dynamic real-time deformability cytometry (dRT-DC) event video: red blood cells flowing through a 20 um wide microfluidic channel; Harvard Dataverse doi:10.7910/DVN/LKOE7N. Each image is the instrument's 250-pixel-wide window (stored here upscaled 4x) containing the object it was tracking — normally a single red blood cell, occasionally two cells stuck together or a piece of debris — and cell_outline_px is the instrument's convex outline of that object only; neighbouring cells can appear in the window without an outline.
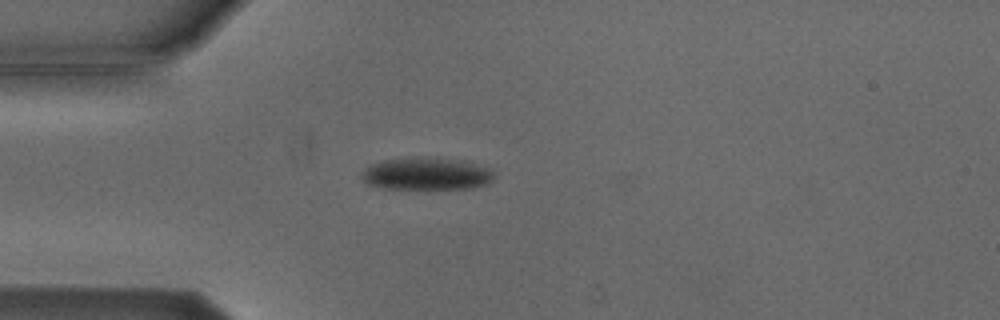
{"species": "Egyptian fruit bat (a non-hibernating species)", "species_latin": "Rousettus aegyptiacus", "temperature_condition": "cold", "stored_images_in_passage": 4, "camera_frame_rate_fps": 3000, "um_per_image_px": 0.085, "animal": {"sex": "male"}, "frame": {"image": 1, "passage_image": 3, "time_ms": 2.333, "image_size_px": [1000, 320], "cell_outline_px": [[492, 180], [488, 184], [472, 188], [424, 192], [384, 188], [368, 184], [360, 176], [360, 172], [364, 168], [380, 160], [436, 156], [472, 160], [492, 168]], "centroid_in_image_um": [36.31, 14.79], "position_along_channel_um": 48.7, "area_um2": 26.88}}